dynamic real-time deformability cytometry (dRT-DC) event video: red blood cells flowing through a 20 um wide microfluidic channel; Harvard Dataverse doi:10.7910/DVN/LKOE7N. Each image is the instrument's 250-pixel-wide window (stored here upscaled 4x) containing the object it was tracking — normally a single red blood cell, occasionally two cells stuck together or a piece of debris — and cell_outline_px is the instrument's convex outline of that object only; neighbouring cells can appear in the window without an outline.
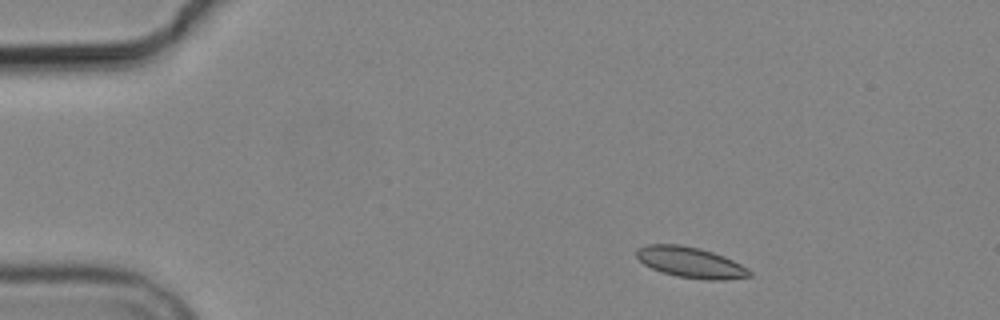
{"species": "common noctule bat (a hibernating species)", "species_latin": "Nyctalus noctula", "temperature_condition": "cold", "stored_images_in_passage": 4, "camera_frame_rate_fps": 3000, "um_per_image_px": 0.085, "animal": {"sex": "male", "body_mass_g": 19.2, "forearm_length_mm": 51.8}, "frame": {"image": 1, "passage_image": 2, "time_ms": 1.333, "image_size_px": [1000, 320], "cell_outline_px": [[752, 276], [724, 280], [708, 280], [676, 276], [660, 272], [644, 264], [636, 256], [636, 248], [648, 244], [680, 244], [700, 248], [724, 256], [748, 268], [752, 272]], "centroid_in_image_um": [58.69, 22.3], "position_along_channel_um": 26.3, "area_um2": 20.35}}
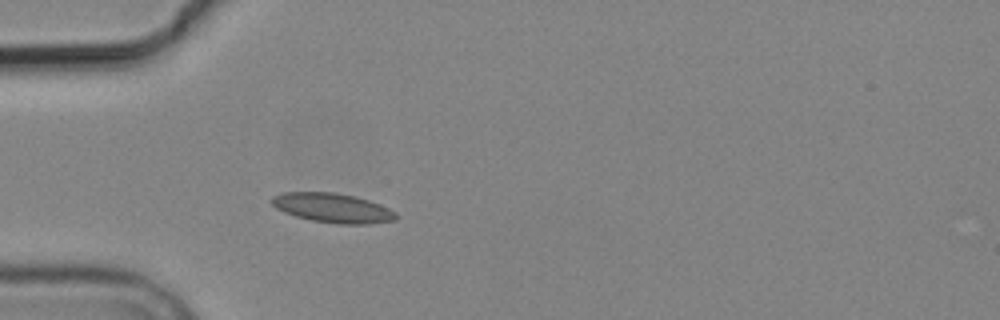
{"frame": {"image": 2, "passage_image": 4, "time_ms": 4.0, "image_size_px": [1000, 320], "cell_outline_px": [[396, 220], [368, 224], [336, 224], [312, 220], [296, 216], [284, 212], [276, 208], [272, 204], [272, 196], [284, 192], [332, 192], [356, 196], [380, 204], [396, 212]], "centroid_in_image_um": [28.28, 17.67], "position_along_channel_um": 56.7, "area_um2": 21.27}}